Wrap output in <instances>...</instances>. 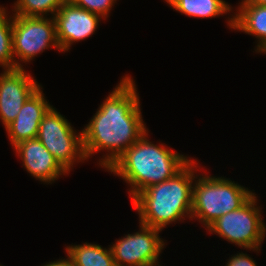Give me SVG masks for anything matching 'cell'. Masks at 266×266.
<instances>
[{"label":"cell","instance_id":"obj_5","mask_svg":"<svg viewBox=\"0 0 266 266\" xmlns=\"http://www.w3.org/2000/svg\"><path fill=\"white\" fill-rule=\"evenodd\" d=\"M257 200L254 194L243 206L222 215L206 230L231 244L259 253L266 235V226L261 217L262 208L258 206Z\"/></svg>","mask_w":266,"mask_h":266},{"label":"cell","instance_id":"obj_21","mask_svg":"<svg viewBox=\"0 0 266 266\" xmlns=\"http://www.w3.org/2000/svg\"><path fill=\"white\" fill-rule=\"evenodd\" d=\"M240 4L266 5V0H241Z\"/></svg>","mask_w":266,"mask_h":266},{"label":"cell","instance_id":"obj_20","mask_svg":"<svg viewBox=\"0 0 266 266\" xmlns=\"http://www.w3.org/2000/svg\"><path fill=\"white\" fill-rule=\"evenodd\" d=\"M42 266H75V265L67 256V258H64V259L61 258L60 260L58 259V260L53 261V262L49 261V263H46Z\"/></svg>","mask_w":266,"mask_h":266},{"label":"cell","instance_id":"obj_9","mask_svg":"<svg viewBox=\"0 0 266 266\" xmlns=\"http://www.w3.org/2000/svg\"><path fill=\"white\" fill-rule=\"evenodd\" d=\"M40 86L24 68L3 69L0 74V119L4 128Z\"/></svg>","mask_w":266,"mask_h":266},{"label":"cell","instance_id":"obj_11","mask_svg":"<svg viewBox=\"0 0 266 266\" xmlns=\"http://www.w3.org/2000/svg\"><path fill=\"white\" fill-rule=\"evenodd\" d=\"M13 149L26 171L41 182L52 184L61 175L68 174L38 138L22 141Z\"/></svg>","mask_w":266,"mask_h":266},{"label":"cell","instance_id":"obj_19","mask_svg":"<svg viewBox=\"0 0 266 266\" xmlns=\"http://www.w3.org/2000/svg\"><path fill=\"white\" fill-rule=\"evenodd\" d=\"M257 263L247 253H237L229 257L225 266H257Z\"/></svg>","mask_w":266,"mask_h":266},{"label":"cell","instance_id":"obj_18","mask_svg":"<svg viewBox=\"0 0 266 266\" xmlns=\"http://www.w3.org/2000/svg\"><path fill=\"white\" fill-rule=\"evenodd\" d=\"M74 5L107 19L117 0H69Z\"/></svg>","mask_w":266,"mask_h":266},{"label":"cell","instance_id":"obj_10","mask_svg":"<svg viewBox=\"0 0 266 266\" xmlns=\"http://www.w3.org/2000/svg\"><path fill=\"white\" fill-rule=\"evenodd\" d=\"M102 18L67 1L54 15L56 37L61 52H66L72 43L91 37Z\"/></svg>","mask_w":266,"mask_h":266},{"label":"cell","instance_id":"obj_16","mask_svg":"<svg viewBox=\"0 0 266 266\" xmlns=\"http://www.w3.org/2000/svg\"><path fill=\"white\" fill-rule=\"evenodd\" d=\"M68 0H17L13 4V15L25 17H45L49 15L54 17L59 8ZM14 12V13H13Z\"/></svg>","mask_w":266,"mask_h":266},{"label":"cell","instance_id":"obj_6","mask_svg":"<svg viewBox=\"0 0 266 266\" xmlns=\"http://www.w3.org/2000/svg\"><path fill=\"white\" fill-rule=\"evenodd\" d=\"M53 106L40 122L37 138L69 173L73 165L86 159L82 131L76 133L70 122Z\"/></svg>","mask_w":266,"mask_h":266},{"label":"cell","instance_id":"obj_3","mask_svg":"<svg viewBox=\"0 0 266 266\" xmlns=\"http://www.w3.org/2000/svg\"><path fill=\"white\" fill-rule=\"evenodd\" d=\"M148 132L105 169L130 184L131 200L147 187L172 178L191 160L164 143L153 144Z\"/></svg>","mask_w":266,"mask_h":266},{"label":"cell","instance_id":"obj_14","mask_svg":"<svg viewBox=\"0 0 266 266\" xmlns=\"http://www.w3.org/2000/svg\"><path fill=\"white\" fill-rule=\"evenodd\" d=\"M172 9L189 17L212 18L230 14L232 7L224 0H165Z\"/></svg>","mask_w":266,"mask_h":266},{"label":"cell","instance_id":"obj_13","mask_svg":"<svg viewBox=\"0 0 266 266\" xmlns=\"http://www.w3.org/2000/svg\"><path fill=\"white\" fill-rule=\"evenodd\" d=\"M237 12L227 20L230 29L244 32L258 39L255 51L266 49V5L240 4ZM257 48V49H256Z\"/></svg>","mask_w":266,"mask_h":266},{"label":"cell","instance_id":"obj_8","mask_svg":"<svg viewBox=\"0 0 266 266\" xmlns=\"http://www.w3.org/2000/svg\"><path fill=\"white\" fill-rule=\"evenodd\" d=\"M140 230L110 245L116 266H161L159 256L165 247L162 230L139 224Z\"/></svg>","mask_w":266,"mask_h":266},{"label":"cell","instance_id":"obj_17","mask_svg":"<svg viewBox=\"0 0 266 266\" xmlns=\"http://www.w3.org/2000/svg\"><path fill=\"white\" fill-rule=\"evenodd\" d=\"M7 8L0 6V67L14 69L13 44H12V20L13 14L8 13Z\"/></svg>","mask_w":266,"mask_h":266},{"label":"cell","instance_id":"obj_7","mask_svg":"<svg viewBox=\"0 0 266 266\" xmlns=\"http://www.w3.org/2000/svg\"><path fill=\"white\" fill-rule=\"evenodd\" d=\"M12 44L13 57H15L14 69L24 68L21 62L27 64L33 60L35 56L37 57L38 54L49 48L51 49V47L61 52L57 42L54 17H25L13 15Z\"/></svg>","mask_w":266,"mask_h":266},{"label":"cell","instance_id":"obj_2","mask_svg":"<svg viewBox=\"0 0 266 266\" xmlns=\"http://www.w3.org/2000/svg\"><path fill=\"white\" fill-rule=\"evenodd\" d=\"M196 162L191 158L172 178L147 187L131 200L139 223L163 230L185 217L191 219L193 184L200 167Z\"/></svg>","mask_w":266,"mask_h":266},{"label":"cell","instance_id":"obj_4","mask_svg":"<svg viewBox=\"0 0 266 266\" xmlns=\"http://www.w3.org/2000/svg\"><path fill=\"white\" fill-rule=\"evenodd\" d=\"M195 179L191 220H199L205 229L222 215L239 209L255 194L229 178L196 174Z\"/></svg>","mask_w":266,"mask_h":266},{"label":"cell","instance_id":"obj_12","mask_svg":"<svg viewBox=\"0 0 266 266\" xmlns=\"http://www.w3.org/2000/svg\"><path fill=\"white\" fill-rule=\"evenodd\" d=\"M40 86L21 107L16 118L5 127L12 147L22 141L37 138L41 120L52 107Z\"/></svg>","mask_w":266,"mask_h":266},{"label":"cell","instance_id":"obj_15","mask_svg":"<svg viewBox=\"0 0 266 266\" xmlns=\"http://www.w3.org/2000/svg\"><path fill=\"white\" fill-rule=\"evenodd\" d=\"M68 258L75 266H116L110 246L85 242L83 245L66 246Z\"/></svg>","mask_w":266,"mask_h":266},{"label":"cell","instance_id":"obj_1","mask_svg":"<svg viewBox=\"0 0 266 266\" xmlns=\"http://www.w3.org/2000/svg\"><path fill=\"white\" fill-rule=\"evenodd\" d=\"M136 89L131 76H123L82 130L86 159L101 150L107 151L99 159L101 168L108 169L148 131Z\"/></svg>","mask_w":266,"mask_h":266}]
</instances>
